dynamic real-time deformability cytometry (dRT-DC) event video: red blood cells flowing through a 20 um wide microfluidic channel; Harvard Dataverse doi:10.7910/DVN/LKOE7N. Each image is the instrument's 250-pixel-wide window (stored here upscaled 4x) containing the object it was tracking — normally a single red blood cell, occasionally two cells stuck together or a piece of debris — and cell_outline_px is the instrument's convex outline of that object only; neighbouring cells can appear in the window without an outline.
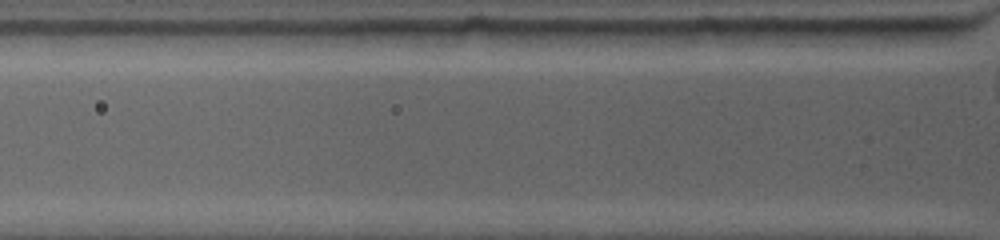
{"species": "common noctule bat (a hibernating species)", "species_latin": "Nyctalus noctula", "temperature_condition": "warm", "stored_images_in_passage": 3, "camera_frame_rate_fps": 4500, "um_per_image_px": 0.085, "animal": {"sex": "female", "body_mass_g": 19.0, "forearm_length_mm": 53.3}, "frame": {"image": 1, "passage_image": 3, "time_ms": 0.222, "image_size_px": [1000, 240], "cell_outline_px": [[724, 44], [692, 48], [684, 48], [588, 44], [580, 32], [692, 28], [720, 28]], "centroid_in_image_um": [55.91, 3.21], "position_along_channel_um": 69.9, "area_um2": 16.53}}